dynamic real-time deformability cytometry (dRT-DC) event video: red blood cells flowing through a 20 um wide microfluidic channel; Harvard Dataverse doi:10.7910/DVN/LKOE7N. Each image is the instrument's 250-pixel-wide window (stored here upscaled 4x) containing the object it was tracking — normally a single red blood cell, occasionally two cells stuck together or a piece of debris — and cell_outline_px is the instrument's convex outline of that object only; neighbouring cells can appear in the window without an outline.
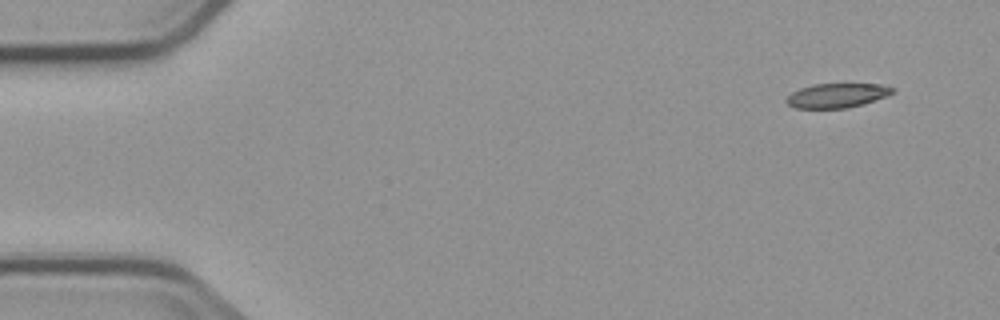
{"species": "common noctule bat (a hibernating species)", "species_latin": "Nyctalus noctula", "temperature_condition": "cold", "stored_images_in_passage": 5, "camera_frame_rate_fps": 3000, "um_per_image_px": 0.085, "animal": {"sex": "male", "body_mass_g": 23.1, "forearm_length_mm": 52.7}, "frame": {"image": 1, "passage_image": 1, "time_ms": 0.0, "image_size_px": [1000, 320], "cell_outline_px": [[896, 92], [888, 96], [864, 104], [848, 108], [796, 108], [788, 104], [784, 100], [792, 92], [800, 88], [812, 84], [880, 84], [896, 88]], "centroid_in_image_um": [71.19, 8.11], "position_along_channel_um": 13.8, "area_um2": 15.26}}